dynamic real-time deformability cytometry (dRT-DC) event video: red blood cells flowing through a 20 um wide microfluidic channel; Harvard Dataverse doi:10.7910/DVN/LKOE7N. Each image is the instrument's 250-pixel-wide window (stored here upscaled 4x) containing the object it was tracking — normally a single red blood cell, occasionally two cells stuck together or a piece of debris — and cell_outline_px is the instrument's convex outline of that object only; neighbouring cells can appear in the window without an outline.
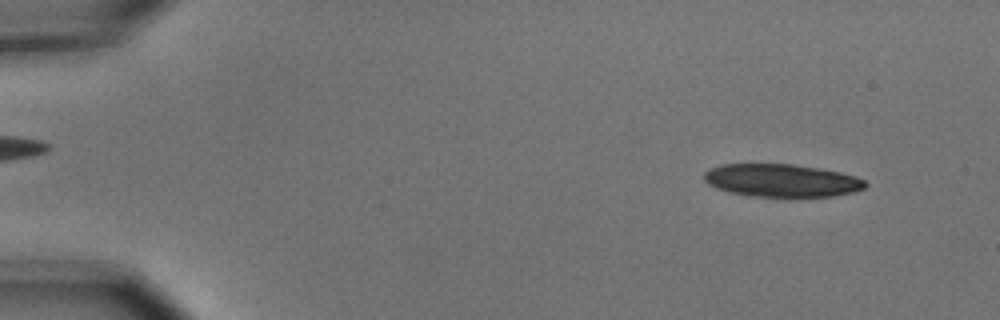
{"species": "common noctule bat (a hibernating species)", "species_latin": "Nyctalus noctula", "temperature_condition": "cold", "stored_images_in_passage": 10, "camera_frame_rate_fps": 3000, "um_per_image_px": 0.085, "animal": {"sex": "male", "body_mass_g": 15.6}, "frame": {"image": 1, "passage_image": 1, "time_ms": 0.0, "image_size_px": [1000, 320], "cell_outline_px": [[868, 184], [864, 188], [856, 192], [832, 196], [756, 196], [728, 192], [716, 188], [708, 184], [704, 180], [704, 172], [708, 168], [720, 164], [792, 164], [820, 168], [840, 172], [856, 176], [864, 180]], "centroid_in_image_um": [66.43, 15.33], "position_along_channel_um": 18.6, "area_um2": 30.92}}
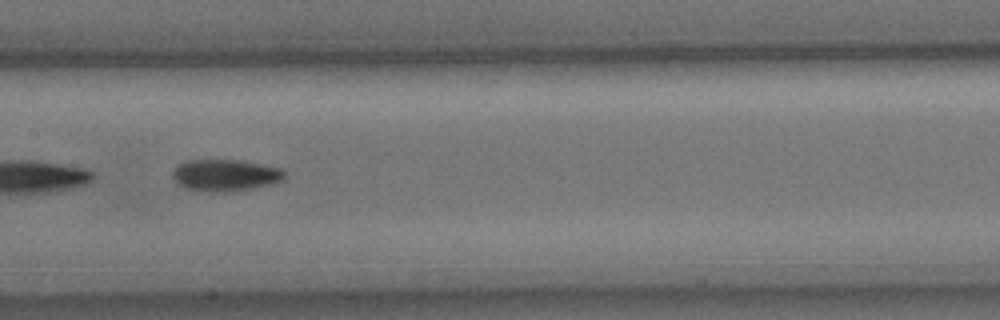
{"frame": {"image": 2, "passage_image": 7, "time_ms": 2.0, "image_size_px": [1000, 320], "cell_outline_px": [[284, 180], [272, 184], [252, 188], [224, 192], [212, 192], [184, 188], [172, 176], [172, 172], [180, 164], [188, 160], [244, 160], [280, 168], [284, 172]], "centroid_in_image_um": [19.18, 14.89], "position_along_channel_um": 188.2, "area_um2": 20.58}}
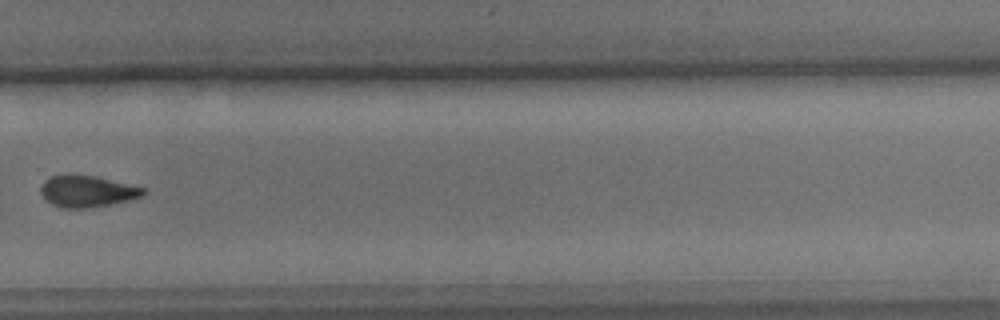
{"frame": {"image": 3, "passage_image": 10, "time_ms": 3.0, "image_size_px": [1000, 320], "cell_outline_px": [[144, 192], [140, 196], [128, 200], [112, 204], [92, 208], [64, 208], [52, 204], [40, 192], [40, 188], [44, 180], [52, 176], [96, 176], [144, 188]], "centroid_in_image_um": [7.39, 16.28], "position_along_channel_um": 322.4, "area_um2": 18.32}}